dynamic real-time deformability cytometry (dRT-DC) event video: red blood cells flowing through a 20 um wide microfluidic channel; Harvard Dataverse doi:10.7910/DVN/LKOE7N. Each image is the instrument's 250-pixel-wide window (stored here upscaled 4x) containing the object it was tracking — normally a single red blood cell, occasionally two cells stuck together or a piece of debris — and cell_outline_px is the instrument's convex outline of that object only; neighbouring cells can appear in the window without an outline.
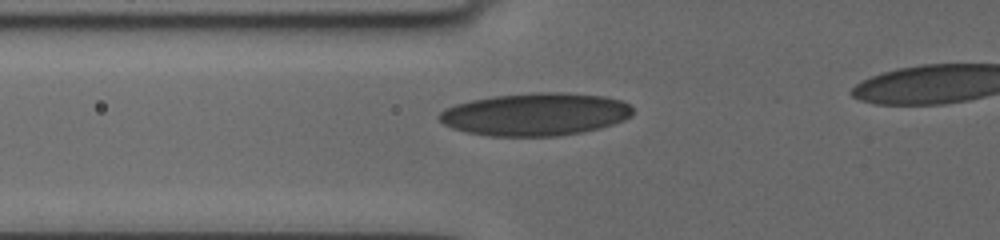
{"species": "human", "species_latin": "Homo sapiens", "temperature_condition": "cold", "stored_images_in_passage": 61, "camera_frame_rate_fps": 3000, "um_per_image_px": 0.085, "donor": {"sex": "female"}, "frame": {"image": 1, "passage_image": 27, "time_ms": 5.667, "image_size_px": [1000, 240], "cell_outline_px": [[632, 116], [624, 120], [600, 128], [584, 132], [560, 136], [488, 136], [464, 132], [452, 128], [444, 124], [436, 116], [444, 108], [456, 104], [472, 100], [496, 96], [536, 92], [564, 92], [604, 96], [620, 100], [628, 104], [632, 108]], "centroid_in_image_um": [45.5, 9.72], "position_along_channel_um": 80.3, "area_um2": 48.38}}
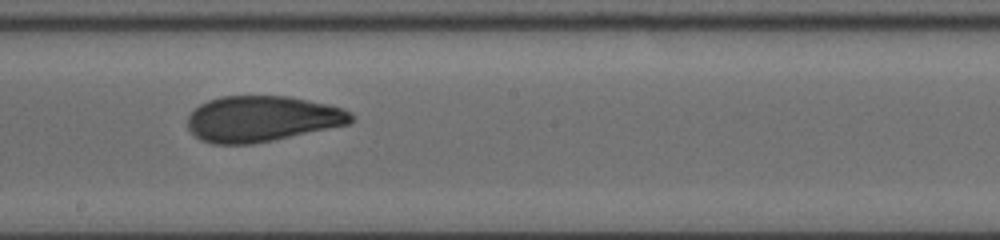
{"frame": {"image": 2, "passage_image": 41, "time_ms": 9.667, "image_size_px": [1000, 240], "cell_outline_px": [[352, 120], [348, 124], [272, 140], [252, 144], [212, 144], [200, 140], [188, 128], [188, 116], [200, 104], [208, 100], [220, 96], [288, 96], [328, 104], [344, 108], [352, 112]], "centroid_in_image_um": [22.25, 10.09], "position_along_channel_um": 225.9, "area_um2": 43.47}}
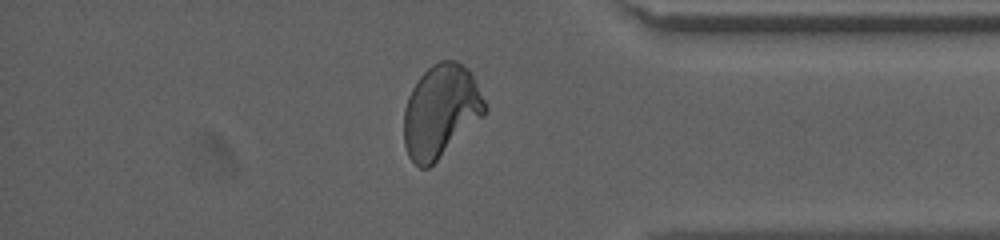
{"frame": {"image": 3, "passage_image": 57, "time_ms": 14.667, "image_size_px": [1000, 240], "cell_outline_px": [[488, 108], [484, 116], [428, 168], [420, 168], [408, 156], [404, 144], [404, 108], [408, 96], [412, 88], [420, 76], [432, 64], [440, 60], [456, 60], [468, 68]], "centroid_in_image_um": [37.45, 9.44], "position_along_channel_um": 397.7, "area_um2": 43.58}}